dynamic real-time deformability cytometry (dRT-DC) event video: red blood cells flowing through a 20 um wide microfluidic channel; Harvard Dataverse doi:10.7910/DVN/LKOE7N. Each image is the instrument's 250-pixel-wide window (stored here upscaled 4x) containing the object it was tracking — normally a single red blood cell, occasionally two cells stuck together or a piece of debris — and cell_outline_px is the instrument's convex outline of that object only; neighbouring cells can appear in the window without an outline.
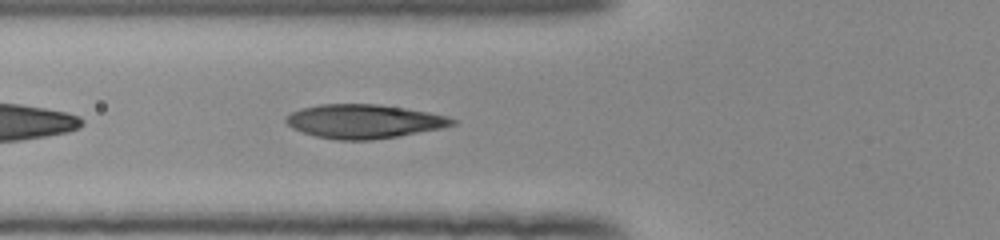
{"species": "human", "species_latin": "Homo sapiens", "temperature_condition": "room temperature", "stored_images_in_passage": 36, "camera_frame_rate_fps": 3000, "um_per_image_px": 0.085, "donor": {"sex": "female"}, "frame": {"image": 1, "passage_image": 4, "time_ms": 1.0, "image_size_px": [1000, 240], "cell_outline_px": [[456, 124], [444, 128], [372, 140], [340, 140], [316, 136], [292, 128], [284, 120], [292, 112], [300, 108], [320, 104], [376, 104], [404, 108], [428, 112], [448, 116], [456, 120]], "centroid_in_image_um": [30.95, 10.31], "position_along_channel_um": 94.8, "area_um2": 32.71}}
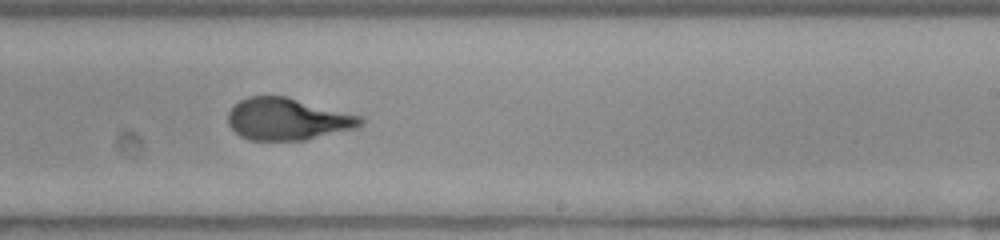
{"frame": {"image": 2, "passage_image": 17, "time_ms": 5.333, "image_size_px": [1000, 240], "cell_outline_px": [[364, 124], [356, 128], [304, 140], [248, 140], [240, 136], [228, 124], [228, 112], [232, 104], [248, 96], [284, 96], [364, 116]], "centroid_in_image_um": [24.44, 10.12], "position_along_channel_um": 264.6, "area_um2": 32.6}}
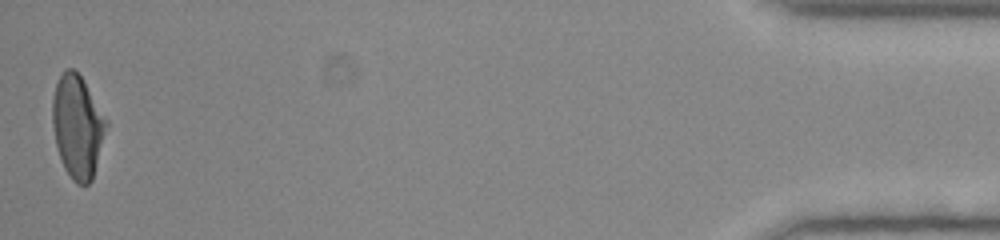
{"frame": {"image": 3, "passage_image": 36, "time_ms": 11.667, "image_size_px": [1000, 240], "cell_outline_px": [[108, 124], [92, 180], [88, 184], [76, 184], [72, 180], [64, 168], [56, 144], [52, 124], [52, 100], [56, 84], [64, 68], [72, 68], [84, 80], [108, 120]], "centroid_in_image_um": [6.59, 10.74], "position_along_channel_um": 428.6, "area_um2": 32.25}, "authors_computed_cell_mechanics": {"area_um2": 33.0905, "velocity_mm_per_s": 3.9211, "shape_relaxation_time_tau1_ms": 4.1339, "shape_relaxation_time_tau2_ms": 0.5481, "deformation_change_tau1": 0.1982, "deformation_change_tau2": 0.0474}}